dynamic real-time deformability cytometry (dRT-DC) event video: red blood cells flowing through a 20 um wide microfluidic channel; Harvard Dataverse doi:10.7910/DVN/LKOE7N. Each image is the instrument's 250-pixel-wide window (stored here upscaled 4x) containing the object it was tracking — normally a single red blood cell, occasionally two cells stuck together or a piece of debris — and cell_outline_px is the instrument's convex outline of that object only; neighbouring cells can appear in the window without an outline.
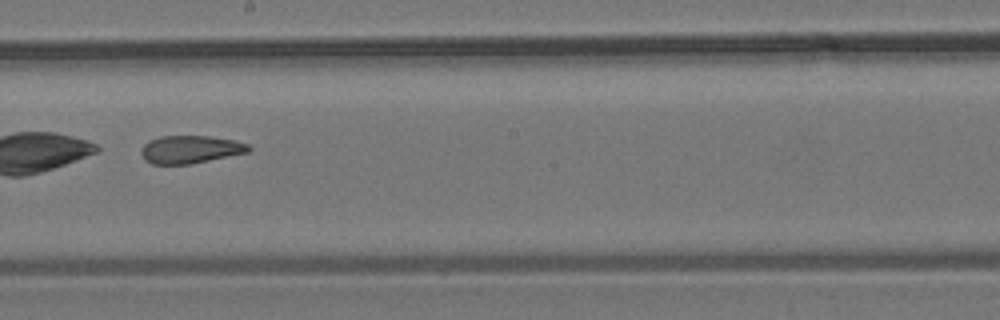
{"species": "common noctule bat (a hibernating species)", "species_latin": "Nyctalus noctula", "temperature_condition": "room temperature", "stored_images_in_passage": 52, "camera_frame_rate_fps": 3000, "um_per_image_px": 0.085, "animal": {"sex": "male", "body_mass_g": 19.2, "forearm_length_mm": 51.8}, "frame": {"image": 1, "passage_image": 30, "time_ms": 9.667, "image_size_px": [1000, 320], "cell_outline_px": [[252, 148], [248, 152], [192, 164], [152, 164], [144, 160], [140, 152], [144, 144], [148, 140], [160, 136], [208, 136], [236, 140], [248, 144]], "centroid_in_image_um": [16.17, 12.7], "position_along_channel_um": 232.0, "area_um2": 17.57}}